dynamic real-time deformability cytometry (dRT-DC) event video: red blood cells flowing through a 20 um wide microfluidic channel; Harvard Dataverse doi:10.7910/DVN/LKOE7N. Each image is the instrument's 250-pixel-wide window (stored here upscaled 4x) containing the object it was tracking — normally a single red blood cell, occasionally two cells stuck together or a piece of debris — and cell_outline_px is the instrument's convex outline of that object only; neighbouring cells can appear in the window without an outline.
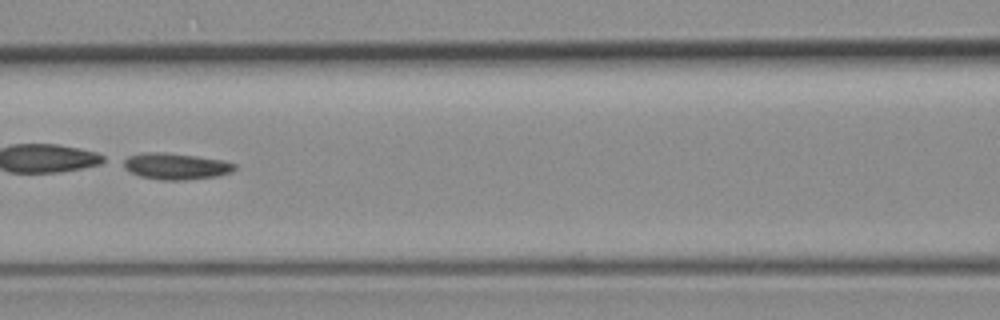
{"species": "common noctule bat (a hibernating species)", "species_latin": "Nyctalus noctula", "temperature_condition": "room temperature", "stored_images_in_passage": 9, "segment_of_instrument_passage": [2, 2], "camera_frame_rate_fps": 3000, "um_per_image_px": 0.085, "animal": {"sex": "female", "body_mass_g": 19.3, "forearm_length_mm": 54.1}, "frame": {"image": 1, "passage_image": 6, "time_ms": 6.667, "image_size_px": [1000, 320], "cell_outline_px": [[236, 168], [232, 172], [216, 176], [184, 180], [160, 180], [140, 176], [124, 168], [120, 160], [128, 156], [144, 152], [164, 152], [196, 156], [224, 160], [236, 164]], "centroid_in_image_um": [14.92, 14.12], "position_along_channel_um": 151.7, "area_um2": 17.22}}
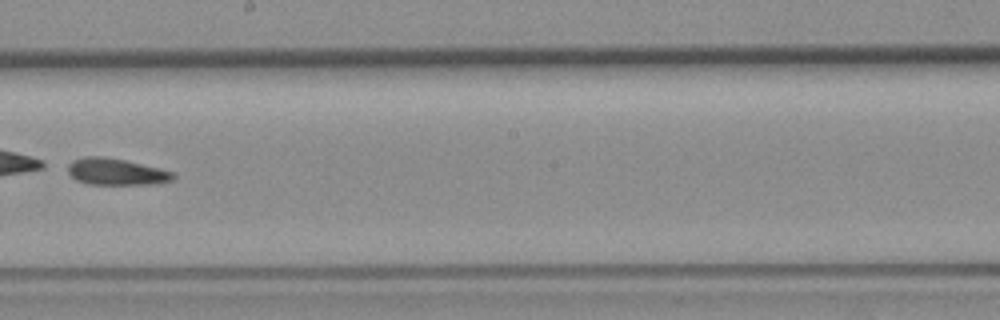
{"frame": {"image": 2, "passage_image": 8, "time_ms": 9.0, "image_size_px": [1000, 320], "cell_outline_px": [[176, 176], [172, 180], [156, 184], [88, 184], [76, 180], [68, 172], [68, 164], [72, 160], [84, 156], [104, 156], [124, 160], [160, 168], [176, 172]], "centroid_in_image_um": [9.89, 14.59], "position_along_channel_um": 238.3, "area_um2": 16.47}}
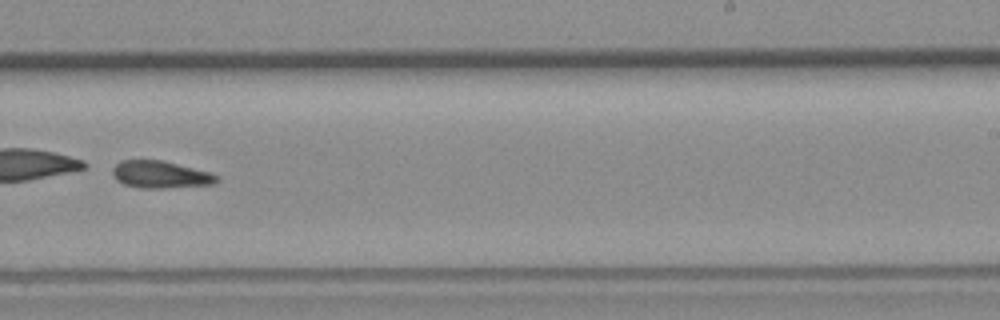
{"frame": {"image": 3, "passage_image": 9, "time_ms": 10.0, "image_size_px": [1000, 320], "cell_outline_px": [[220, 180], [212, 184], [160, 188], [140, 188], [124, 184], [116, 180], [112, 172], [112, 168], [120, 160], [164, 160], [208, 172], [220, 176]], "centroid_in_image_um": [13.62, 14.83], "position_along_channel_um": 275.4, "area_um2": 16.47}}